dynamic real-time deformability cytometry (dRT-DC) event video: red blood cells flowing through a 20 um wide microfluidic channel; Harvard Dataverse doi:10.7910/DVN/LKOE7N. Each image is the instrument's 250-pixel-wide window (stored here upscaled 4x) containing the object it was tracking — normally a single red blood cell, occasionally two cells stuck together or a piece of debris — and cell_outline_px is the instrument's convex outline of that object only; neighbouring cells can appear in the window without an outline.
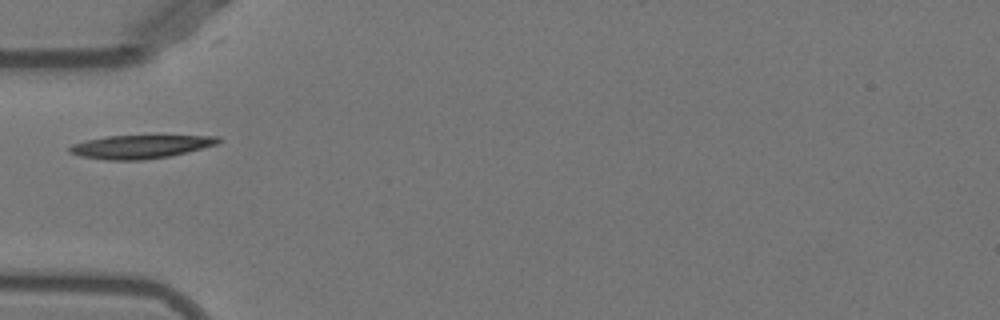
{"species": "Egyptian fruit bat (a non-hibernating species)", "species_latin": "Rousettus aegyptiacus", "temperature_condition": "warm", "stored_images_in_passage": 34, "camera_frame_rate_fps": 3000, "um_per_image_px": 0.085, "animal": {"sex": "female"}, "frame": {"image": 1, "passage_image": 1, "time_ms": 0.0, "image_size_px": [1000, 320], "cell_outline_px": [[220, 140], [216, 144], [168, 156], [140, 160], [108, 160], [80, 156], [68, 152], [68, 148], [72, 144], [88, 140], [108, 136], [220, 136]], "centroid_in_image_um": [11.86, 12.47], "position_along_channel_um": 73.1, "area_um2": 19.77}}
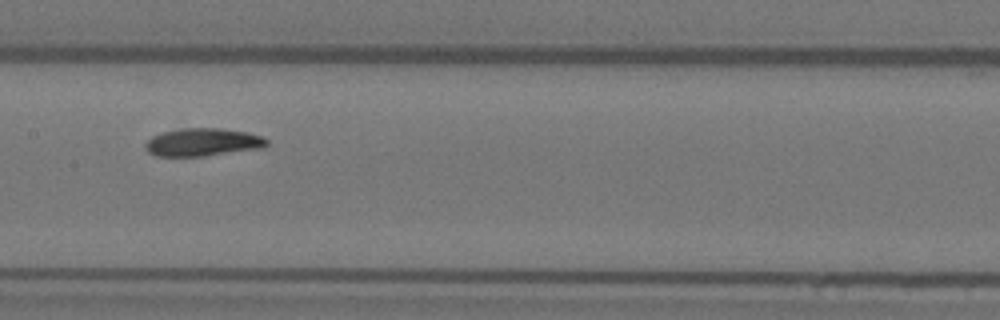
{"frame": {"image": 2, "passage_image": 10, "time_ms": 3.0, "image_size_px": [1000, 320], "cell_outline_px": [[268, 144], [264, 148], [204, 156], [156, 156], [148, 152], [144, 148], [144, 144], [152, 136], [164, 132], [180, 128], [220, 128], [248, 132], [264, 136], [268, 140]], "centroid_in_image_um": [17.26, 12.09], "position_along_channel_um": 190.1, "area_um2": 19.94}}
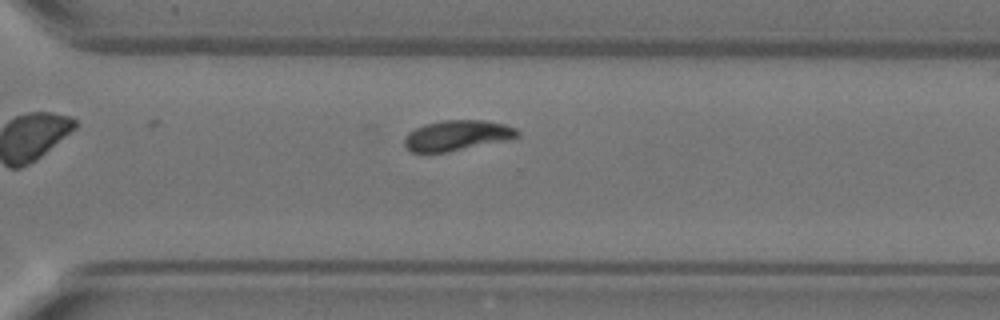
{"frame": {"image": 3, "passage_image": 21, "time_ms": 6.667, "image_size_px": [1000, 320], "cell_outline_px": [[520, 136], [508, 140], [448, 152], [412, 152], [404, 144], [404, 140], [408, 132], [424, 124], [444, 120], [484, 120], [504, 124], [516, 128], [520, 132]], "centroid_in_image_um": [38.88, 11.51], "position_along_channel_um": 331.7, "area_um2": 20.0}}